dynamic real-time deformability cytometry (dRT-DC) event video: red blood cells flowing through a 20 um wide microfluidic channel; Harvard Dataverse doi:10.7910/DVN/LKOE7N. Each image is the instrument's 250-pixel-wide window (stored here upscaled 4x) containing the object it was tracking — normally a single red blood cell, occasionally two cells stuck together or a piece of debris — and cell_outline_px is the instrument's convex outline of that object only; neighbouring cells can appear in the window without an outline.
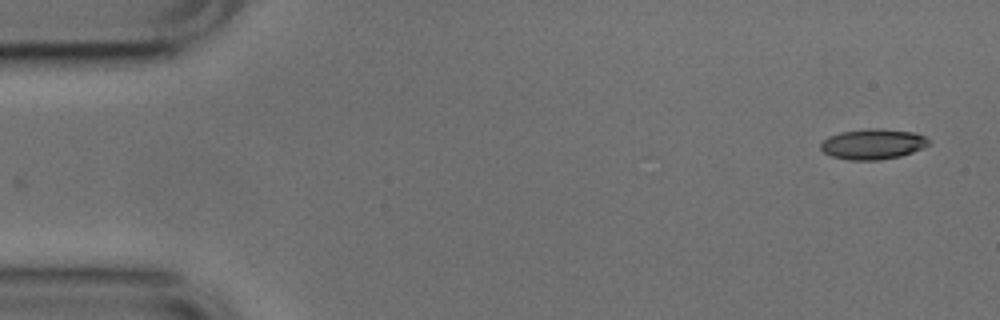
{"species": "common noctule bat (a hibernating species)", "species_latin": "Nyctalus noctula", "temperature_condition": "cold", "stored_images_in_passage": 51, "camera_frame_rate_fps": 3000, "um_per_image_px": 0.085, "animal": {"sex": "male", "body_mass_g": 17.9, "forearm_length_mm": 54.2}, "frame": {"image": 1, "passage_image": 1, "time_ms": 0.0, "image_size_px": [1000, 320], "cell_outline_px": [[928, 144], [912, 152], [900, 156], [880, 160], [848, 160], [832, 156], [824, 152], [820, 148], [820, 144], [824, 140], [840, 132], [868, 128], [880, 128], [912, 132], [924, 136], [928, 140]], "centroid_in_image_um": [74.17, 12.25], "position_along_channel_um": 10.8, "area_um2": 18.9}}
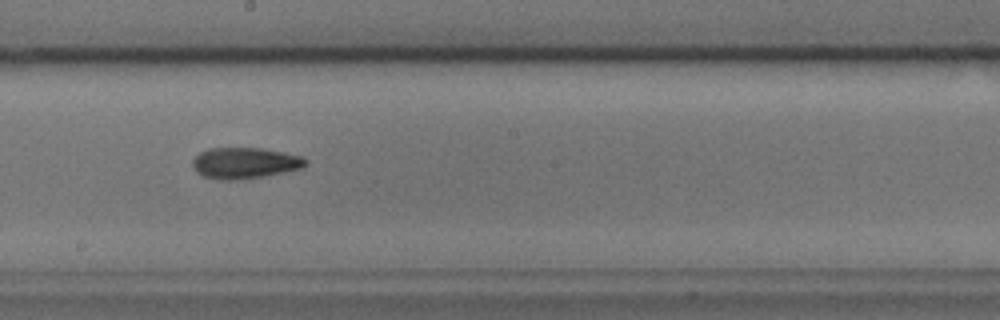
{"frame": {"image": 2, "passage_image": 27, "time_ms": 8.667, "image_size_px": [1000, 320], "cell_outline_px": [[308, 164], [300, 168], [264, 176], [232, 180], [220, 180], [204, 176], [196, 172], [192, 164], [192, 160], [200, 152], [208, 148], [260, 148], [284, 152], [304, 156], [308, 160]], "centroid_in_image_um": [20.81, 13.84], "position_along_channel_um": 227.4, "area_um2": 20.46}}
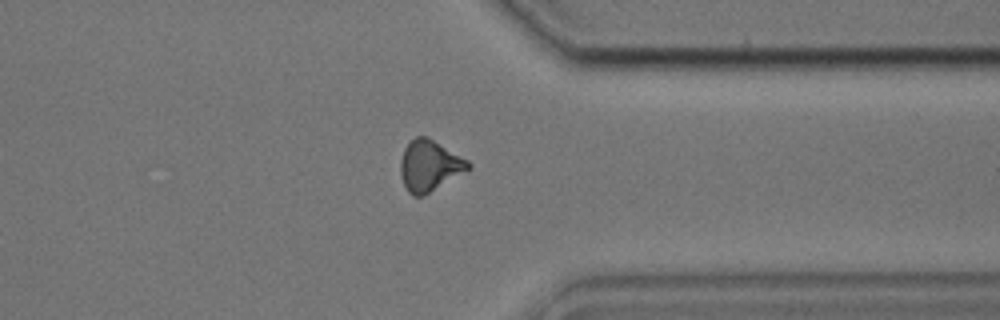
{"frame": {"image": 3, "passage_image": 39, "time_ms": 12.667, "image_size_px": [1000, 320], "cell_outline_px": [[472, 168], [424, 196], [412, 196], [408, 192], [404, 184], [400, 172], [400, 160], [404, 148], [416, 136], [428, 136], [468, 160], [472, 164]], "centroid_in_image_um": [36.52, 14.09], "position_along_channel_um": 374.9, "area_um2": 20.29}, "authors_computed_cell_mechanics": {"area_um2": 19.7098, "velocity_mm_per_s": 3.8062, "shape_relaxation_time_tau1_ms": 4.9482, "shape_relaxation_time_tau2_ms": 3.8956, "deformation_change_tau1": 0.1705, "deformation_change_tau2": 0.1237}}